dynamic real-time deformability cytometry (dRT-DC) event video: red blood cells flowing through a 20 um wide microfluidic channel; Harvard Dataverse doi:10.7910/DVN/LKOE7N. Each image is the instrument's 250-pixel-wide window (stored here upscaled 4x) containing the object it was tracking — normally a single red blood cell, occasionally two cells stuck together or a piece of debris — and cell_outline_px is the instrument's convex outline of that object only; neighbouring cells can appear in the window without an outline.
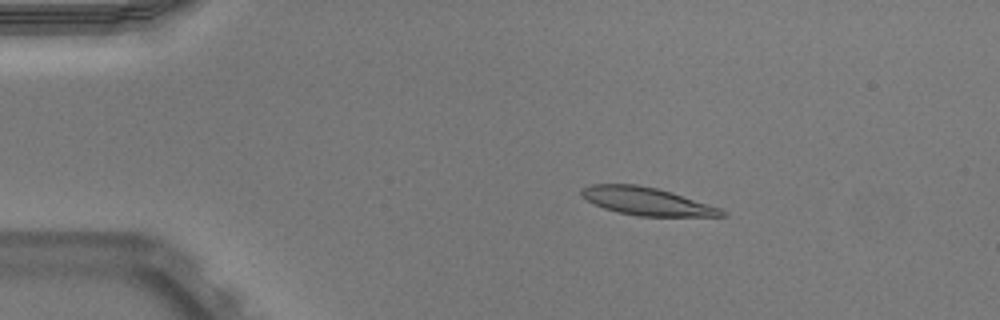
{"species": "Egyptian fruit bat (a non-hibernating species)", "species_latin": "Rousettus aegyptiacus", "temperature_condition": "warm", "stored_images_in_passage": 52, "camera_frame_rate_fps": 3000, "um_per_image_px": 0.085, "animal": {"sex": "male"}, "frame": {"image": 1, "passage_image": 10, "time_ms": 3.0, "image_size_px": [1000, 320], "cell_outline_px": [[728, 216], [640, 216], [620, 212], [604, 208], [580, 196], [580, 188], [592, 184], [636, 184], [656, 188], [672, 192], [720, 208], [728, 212]], "centroid_in_image_um": [54.98, 17.1], "position_along_channel_um": 30.0, "area_um2": 22.6}}
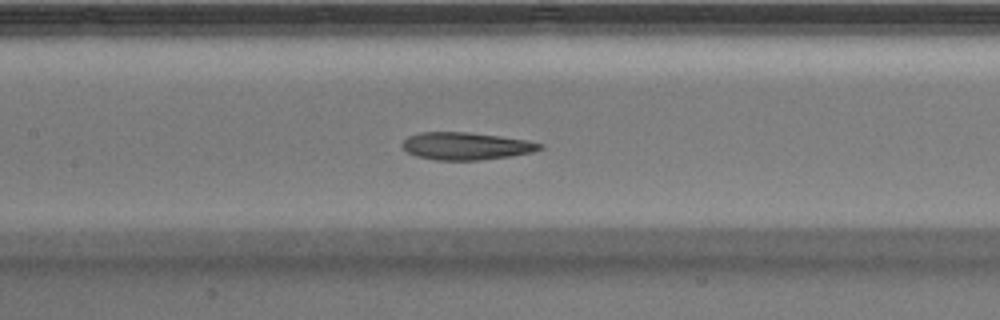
{"frame": {"image": 2, "passage_image": 25, "time_ms": 8.0, "image_size_px": [1000, 320], "cell_outline_px": [[544, 148], [532, 152], [508, 156], [480, 160], [432, 160], [416, 156], [408, 152], [404, 148], [404, 140], [408, 136], [420, 132], [468, 132], [500, 136], [528, 140], [544, 144]], "centroid_in_image_um": [39.64, 12.41], "position_along_channel_um": 167.8, "area_um2": 21.96}}
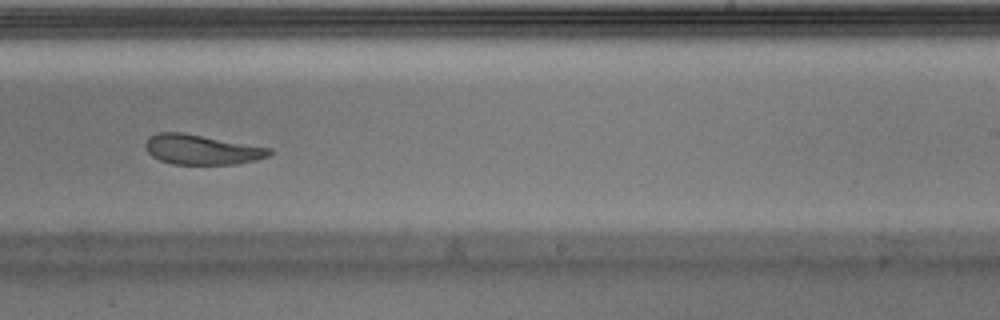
{"frame": {"image": 3, "passage_image": 33, "time_ms": 10.667, "image_size_px": [1000, 320], "cell_outline_px": [[272, 152], [268, 156], [256, 160], [236, 164], [172, 164], [160, 160], [152, 156], [148, 152], [144, 144], [148, 136], [156, 132], [180, 132], [272, 148]], "centroid_in_image_um": [17.12, 12.71], "position_along_channel_um": 271.9, "area_um2": 21.56}, "authors_computed_cell_mechanics": {"area_um2": 22.8888, "velocity_mm_per_s": 3.9163, "shape_relaxation_time_tau1_ms": 8.9555, "shape_relaxation_time_tau2_ms": 2.3752, "deformation_change_tau1": 0.2427, "deformation_change_tau2": 0.101}}